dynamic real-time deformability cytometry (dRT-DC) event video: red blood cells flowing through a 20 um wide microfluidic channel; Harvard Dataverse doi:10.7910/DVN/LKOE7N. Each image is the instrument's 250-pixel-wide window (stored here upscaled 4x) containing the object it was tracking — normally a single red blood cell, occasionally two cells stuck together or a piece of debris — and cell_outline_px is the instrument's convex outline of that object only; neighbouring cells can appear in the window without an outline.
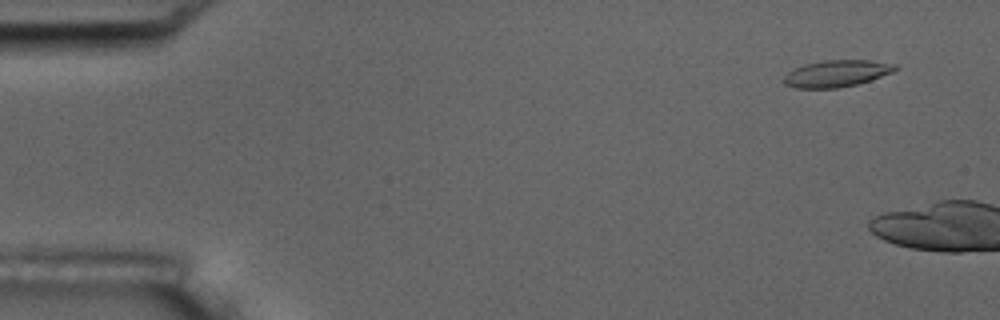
{"species": "common noctule bat (a hibernating species)", "species_latin": "Nyctalus noctula", "temperature_condition": "room temperature", "stored_images_in_passage": 4, "camera_frame_rate_fps": 3000, "um_per_image_px": 0.085, "animal": {"sex": "male", "body_mass_g": 17.5, "forearm_length_mm": 52.3}, "frame": {"image": 1, "passage_image": 2, "time_ms": 1.0, "image_size_px": [1000, 320], "cell_outline_px": [[900, 68], [892, 72], [856, 84], [836, 88], [796, 88], [784, 84], [784, 76], [792, 68], [804, 64], [824, 60], [868, 60], [896, 64]], "centroid_in_image_um": [71.08, 6.24], "position_along_channel_um": 13.9, "area_um2": 17.28}}